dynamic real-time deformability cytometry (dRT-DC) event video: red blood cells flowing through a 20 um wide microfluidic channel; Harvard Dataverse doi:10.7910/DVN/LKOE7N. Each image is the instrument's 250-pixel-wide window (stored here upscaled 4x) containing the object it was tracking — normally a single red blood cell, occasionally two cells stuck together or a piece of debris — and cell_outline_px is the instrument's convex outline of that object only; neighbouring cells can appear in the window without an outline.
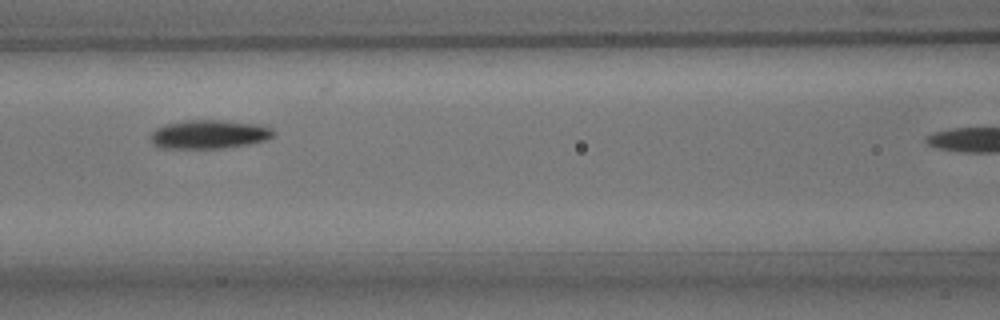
{"species": "common noctule bat (a hibernating species)", "species_latin": "Nyctalus noctula", "temperature_condition": "room temperature", "stored_images_in_passage": 4, "camera_frame_rate_fps": 3000, "um_per_image_px": 0.085, "animal": {"sex": "male", "body_mass_g": 15.6}, "frame": {"image": 1, "passage_image": 3, "time_ms": 2.333, "image_size_px": [1000, 320], "cell_outline_px": [[276, 132], [272, 136], [264, 140], [248, 144], [224, 148], [160, 148], [152, 144], [148, 136], [156, 128], [164, 124], [184, 120], [220, 120], [256, 124], [272, 128]], "centroid_in_image_um": [17.71, 11.41], "position_along_channel_um": 148.9, "area_um2": 20.69}}